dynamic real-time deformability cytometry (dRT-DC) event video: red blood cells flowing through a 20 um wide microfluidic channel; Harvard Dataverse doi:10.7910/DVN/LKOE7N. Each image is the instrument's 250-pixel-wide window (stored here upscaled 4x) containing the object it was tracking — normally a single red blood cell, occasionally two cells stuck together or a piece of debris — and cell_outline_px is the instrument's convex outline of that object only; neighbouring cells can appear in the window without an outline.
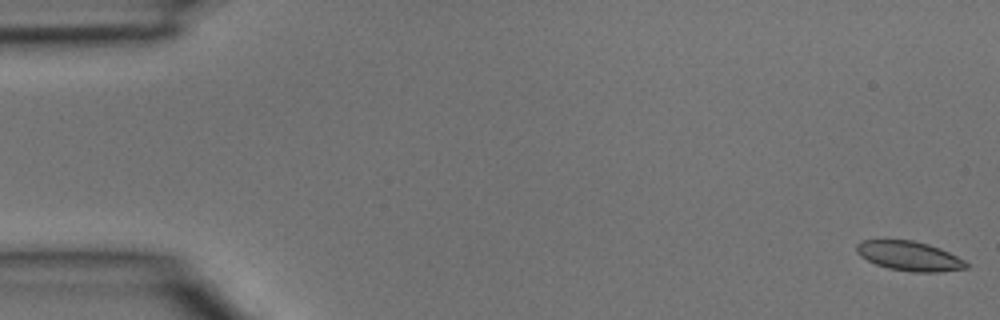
{"species": "common noctule bat (a hibernating species)", "species_latin": "Nyctalus noctula", "temperature_condition": "room temperature", "stored_images_in_passage": 4, "camera_frame_rate_fps": 3000, "um_per_image_px": 0.085, "animal": {"sex": "male", "body_mass_g": 15.6}, "frame": {"image": 1, "passage_image": 1, "time_ms": 0.0, "image_size_px": [1000, 320], "cell_outline_px": [[968, 268], [940, 272], [912, 272], [888, 268], [876, 264], [860, 256], [856, 252], [856, 244], [860, 240], [912, 240], [928, 244], [940, 248], [964, 260], [968, 264]], "centroid_in_image_um": [77.28, 21.76], "position_along_channel_um": 7.7, "area_um2": 18.84}}